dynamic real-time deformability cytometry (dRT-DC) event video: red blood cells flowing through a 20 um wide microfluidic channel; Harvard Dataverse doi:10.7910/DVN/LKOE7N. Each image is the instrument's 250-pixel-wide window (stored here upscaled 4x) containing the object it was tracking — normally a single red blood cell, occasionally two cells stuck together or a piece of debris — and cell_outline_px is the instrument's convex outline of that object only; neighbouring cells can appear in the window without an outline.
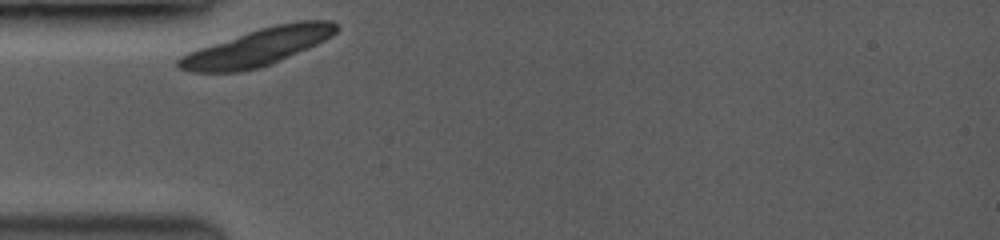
{"species": "common noctule bat (a hibernating species)", "species_latin": "Nyctalus noctula", "temperature_condition": "room temperature", "stored_images_in_passage": 16, "camera_frame_rate_fps": 3500, "um_per_image_px": 0.085, "animal": {"sex": "female", "body_mass_g": 19.0, "forearm_length_mm": 53.3}, "frame": {"image": 1, "passage_image": 1, "time_ms": 0.0, "image_size_px": [1000, 240], "cell_outline_px": [[336, 32], [332, 36], [308, 48], [260, 68], [240, 72], [192, 72], [180, 68], [176, 64], [176, 60], [180, 56], [196, 48], [260, 28], [276, 24], [296, 20], [332, 20], [336, 24]], "centroid_in_image_um": [21.86, 4.0], "position_along_channel_um": 63.1, "area_um2": 34.16}}